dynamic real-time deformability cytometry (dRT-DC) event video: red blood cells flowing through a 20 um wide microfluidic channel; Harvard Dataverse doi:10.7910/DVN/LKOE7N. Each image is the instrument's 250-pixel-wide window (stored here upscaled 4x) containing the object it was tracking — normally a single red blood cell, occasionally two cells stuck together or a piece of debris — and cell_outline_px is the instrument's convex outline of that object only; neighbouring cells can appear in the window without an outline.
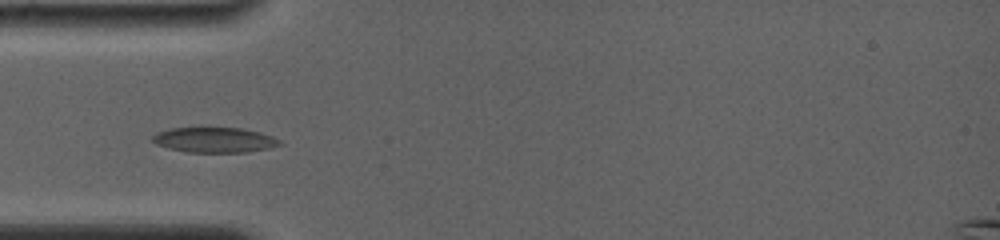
{"species": "common noctule bat (a hibernating species)", "species_latin": "Nyctalus noctula", "temperature_condition": "room temperature", "stored_images_in_passage": 7, "camera_frame_rate_fps": 4000, "um_per_image_px": 0.085, "animal": {"sex": "female", "body_mass_g": 19.0, "forearm_length_mm": 56.7}, "frame": {"image": 1, "passage_image": 6, "time_ms": 4.25, "image_size_px": [1000, 240], "cell_outline_px": [[284, 144], [268, 148], [248, 152], [188, 152], [168, 148], [156, 144], [152, 140], [152, 136], [156, 132], [172, 128], [200, 124], [244, 128], [260, 132], [272, 136], [280, 140]], "centroid_in_image_um": [18.21, 11.83], "position_along_channel_um": 66.8, "area_um2": 19.71}}